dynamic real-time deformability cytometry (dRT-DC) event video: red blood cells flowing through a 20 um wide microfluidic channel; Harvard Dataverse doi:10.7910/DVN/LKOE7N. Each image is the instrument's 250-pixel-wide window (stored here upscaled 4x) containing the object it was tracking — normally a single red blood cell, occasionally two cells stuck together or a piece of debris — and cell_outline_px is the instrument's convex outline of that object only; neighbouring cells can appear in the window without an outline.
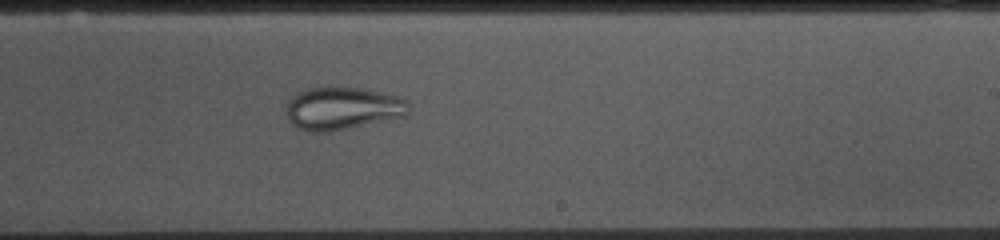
{"species": "common noctule bat (a hibernating species)", "species_latin": "Nyctalus noctula", "temperature_condition": "cold", "stored_images_in_passage": 53, "camera_frame_rate_fps": 3000, "um_per_image_px": 0.085, "animal": {"sex": "female", "body_mass_g": 10.0, "forearm_length_mm": 53.1}, "frame": {"image": 1, "passage_image": 31, "time_ms": 10.0, "image_size_px": [1000, 240], "cell_outline_px": [[408, 112], [400, 116], [348, 128], [328, 132], [312, 132], [296, 128], [288, 120], [288, 100], [292, 96], [308, 88], [364, 88], [396, 96], [404, 100], [408, 104]], "centroid_in_image_um": [29.05, 9.22], "position_along_channel_um": 259.9, "area_um2": 29.71}}
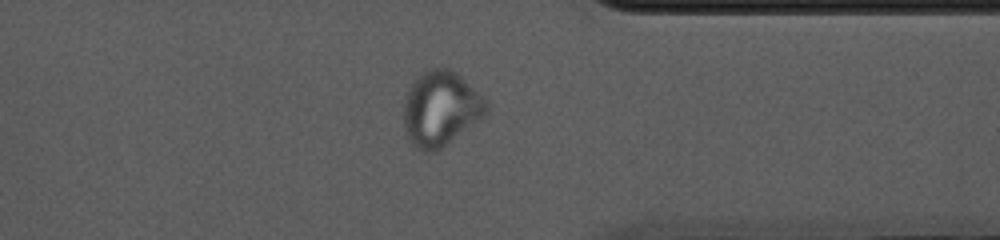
{"frame": {"image": 2, "passage_image": 41, "time_ms": 13.333, "image_size_px": [1000, 240], "cell_outline_px": [[488, 116], [436, 152], [424, 152], [416, 148], [408, 140], [404, 132], [404, 96], [412, 80], [416, 76], [432, 68], [448, 68], [456, 72], [488, 100]], "centroid_in_image_um": [37.47, 9.26], "position_along_channel_um": 373.9, "area_um2": 36.99}}
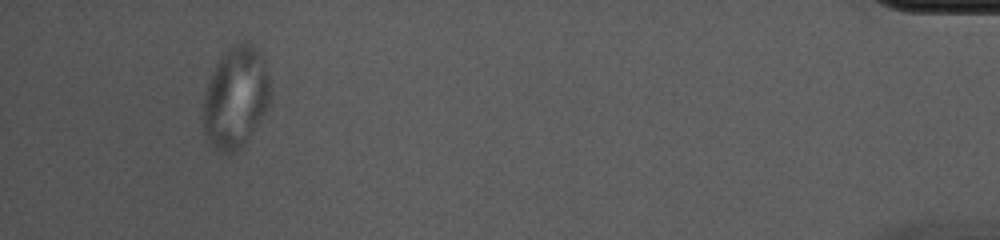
{"frame": {"image": 3, "passage_image": 50, "time_ms": 16.333, "image_size_px": [1000, 240], "cell_outline_px": [[272, 88], [268, 104], [244, 144], [236, 152], [220, 152], [204, 136], [204, 96], [212, 72], [216, 64], [224, 52], [228, 48], [244, 40], [248, 40], [260, 52], [264, 60], [268, 72]], "centroid_in_image_um": [20.05, 8.23], "position_along_channel_um": 415.2, "area_um2": 39.36}}